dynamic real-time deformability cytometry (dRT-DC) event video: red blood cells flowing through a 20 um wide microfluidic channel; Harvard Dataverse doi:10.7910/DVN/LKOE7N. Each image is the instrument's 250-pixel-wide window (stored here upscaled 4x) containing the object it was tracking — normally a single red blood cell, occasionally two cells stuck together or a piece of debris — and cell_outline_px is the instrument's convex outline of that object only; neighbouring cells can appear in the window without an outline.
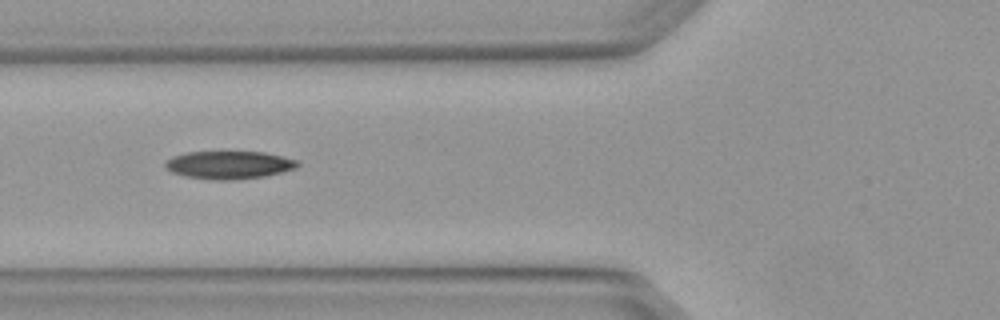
{"species": "Egyptian fruit bat (a non-hibernating species)", "species_latin": "Rousettus aegyptiacus", "temperature_condition": "warm", "stored_images_in_passage": 5, "camera_frame_rate_fps": 3000, "um_per_image_px": 0.085, "animal": {"sex": "female"}, "frame": {"image": 1, "passage_image": 5, "time_ms": 1.333, "image_size_px": [1000, 320], "cell_outline_px": [[300, 164], [296, 168], [264, 176], [232, 180], [216, 180], [188, 176], [172, 172], [164, 164], [172, 156], [188, 152], [264, 152], [284, 156], [296, 160]], "centroid_in_image_um": [19.5, 14.01], "position_along_channel_um": 106.3, "area_um2": 21.21}}